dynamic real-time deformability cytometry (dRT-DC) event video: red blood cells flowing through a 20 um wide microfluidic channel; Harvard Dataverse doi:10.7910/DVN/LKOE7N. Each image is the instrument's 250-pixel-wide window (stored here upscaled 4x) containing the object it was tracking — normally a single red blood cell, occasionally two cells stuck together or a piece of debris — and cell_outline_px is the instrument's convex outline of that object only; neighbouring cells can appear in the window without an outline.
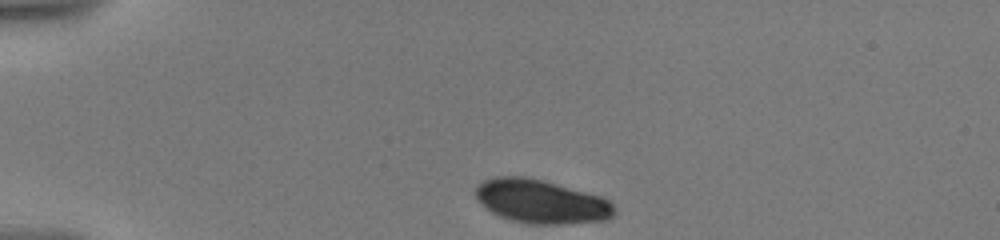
{"species": "human", "species_latin": "Homo sapiens", "temperature_condition": "warm", "stored_images_in_passage": 54, "camera_frame_rate_fps": 3000, "um_per_image_px": 0.085, "donor": {"sex": "male"}, "frame": {"image": 1, "passage_image": 1, "time_ms": 0.0, "image_size_px": [1000, 240], "cell_outline_px": [[616, 212], [608, 220], [556, 224], [528, 224], [512, 220], [500, 216], [492, 212], [476, 196], [476, 184], [484, 180], [496, 176], [524, 176], [556, 184], [600, 196], [608, 200], [612, 204]], "centroid_in_image_um": [46.0, 17.13], "position_along_channel_um": 39.0, "area_um2": 34.85}}
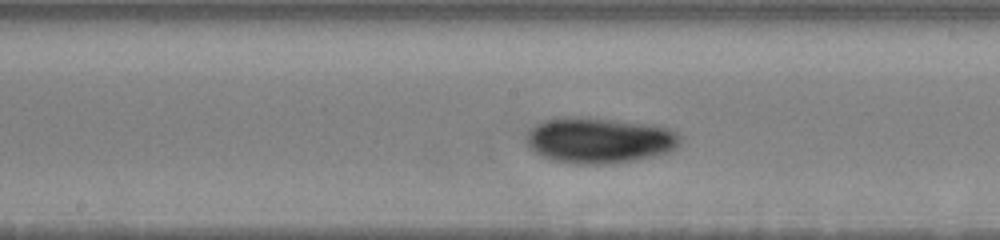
{"frame": {"image": 2, "passage_image": 29, "time_ms": 6.0, "image_size_px": [1000, 240], "cell_outline_px": [[680, 144], [676, 148], [668, 152], [636, 160], [616, 164], [568, 164], [552, 160], [540, 156], [528, 148], [524, 140], [528, 132], [540, 120], [572, 116], [588, 116], [656, 124], [668, 128], [676, 132], [680, 136]], "centroid_in_image_um": [50.91, 11.91], "position_along_channel_um": 197.3, "area_um2": 42.19}}
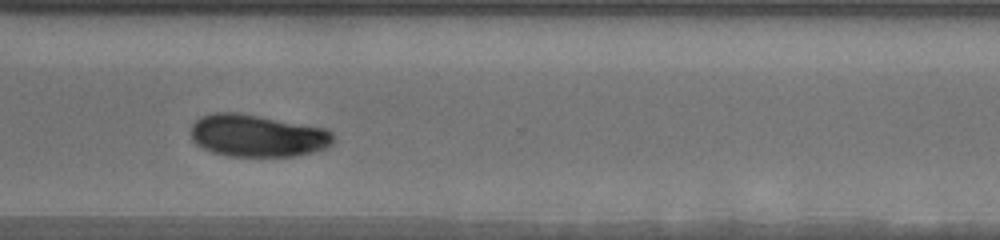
{"frame": {"image": 3, "passage_image": 53, "time_ms": 10.333, "image_size_px": [1000, 240], "cell_outline_px": [[332, 144], [328, 148], [312, 152], [292, 156], [228, 156], [212, 152], [196, 144], [192, 140], [192, 124], [200, 116], [216, 112], [236, 112], [324, 128], [332, 132]], "centroid_in_image_um": [21.85, 11.54], "position_along_channel_um": 348.7, "area_um2": 34.85}}